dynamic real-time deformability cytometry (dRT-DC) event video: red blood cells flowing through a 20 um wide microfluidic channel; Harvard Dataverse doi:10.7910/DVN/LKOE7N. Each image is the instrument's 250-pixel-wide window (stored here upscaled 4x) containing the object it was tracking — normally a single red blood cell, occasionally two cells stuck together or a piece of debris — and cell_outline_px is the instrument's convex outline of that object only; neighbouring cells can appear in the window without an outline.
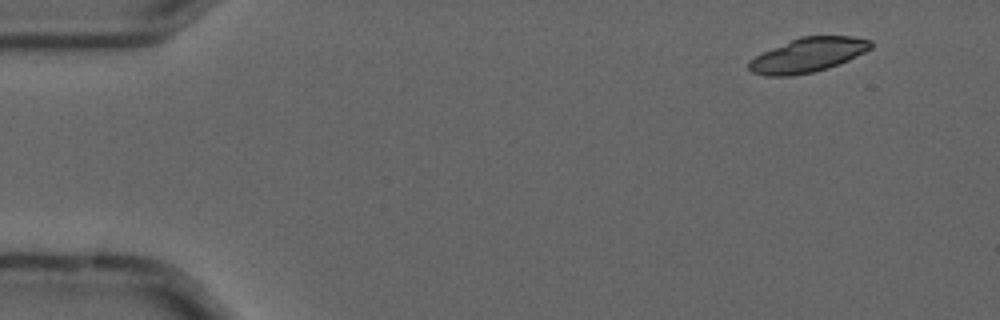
{"species": "common noctule bat (a hibernating species)", "species_latin": "Nyctalus noctula", "temperature_condition": "cold", "stored_images_in_passage": 8, "camera_frame_rate_fps": 3000, "um_per_image_px": 0.085, "animal": {"sex": "male", "forearm_length_mm": 52.5}, "frame": {"image": 1, "passage_image": 2, "time_ms": 0.333, "image_size_px": [1000, 320], "cell_outline_px": [[872, 48], [848, 60], [828, 68], [812, 72], [792, 76], [764, 76], [752, 72], [748, 68], [748, 60], [772, 48], [800, 36], [852, 36], [872, 40]], "centroid_in_image_um": [68.67, 4.68], "position_along_channel_um": 16.3, "area_um2": 24.33}}